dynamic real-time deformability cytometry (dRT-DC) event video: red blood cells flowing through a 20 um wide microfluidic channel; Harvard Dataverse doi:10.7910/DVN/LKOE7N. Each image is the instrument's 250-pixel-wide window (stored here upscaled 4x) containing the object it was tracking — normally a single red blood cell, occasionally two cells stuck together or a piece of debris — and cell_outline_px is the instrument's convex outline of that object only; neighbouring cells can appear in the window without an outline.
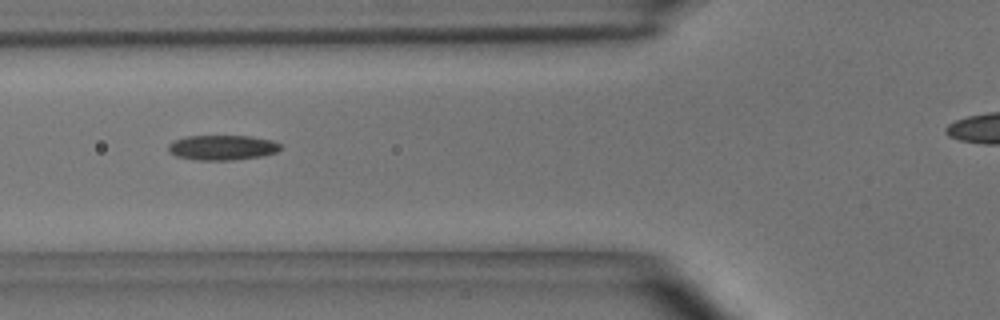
{"species": "common noctule bat (a hibernating species)", "species_latin": "Nyctalus noctula", "temperature_condition": "room temperature", "stored_images_in_passage": 37, "camera_frame_rate_fps": 3000, "um_per_image_px": 0.085, "animal": {"sex": "male", "body_mass_g": 15.6}, "frame": {"image": 1, "passage_image": 11, "time_ms": 3.333, "image_size_px": [1000, 320], "cell_outline_px": [[284, 148], [276, 152], [264, 156], [232, 160], [196, 160], [176, 156], [168, 152], [168, 144], [172, 140], [184, 136], [252, 136], [272, 140], [280, 144]], "centroid_in_image_um": [18.89, 12.54], "position_along_channel_um": 106.9, "area_um2": 16.65}}